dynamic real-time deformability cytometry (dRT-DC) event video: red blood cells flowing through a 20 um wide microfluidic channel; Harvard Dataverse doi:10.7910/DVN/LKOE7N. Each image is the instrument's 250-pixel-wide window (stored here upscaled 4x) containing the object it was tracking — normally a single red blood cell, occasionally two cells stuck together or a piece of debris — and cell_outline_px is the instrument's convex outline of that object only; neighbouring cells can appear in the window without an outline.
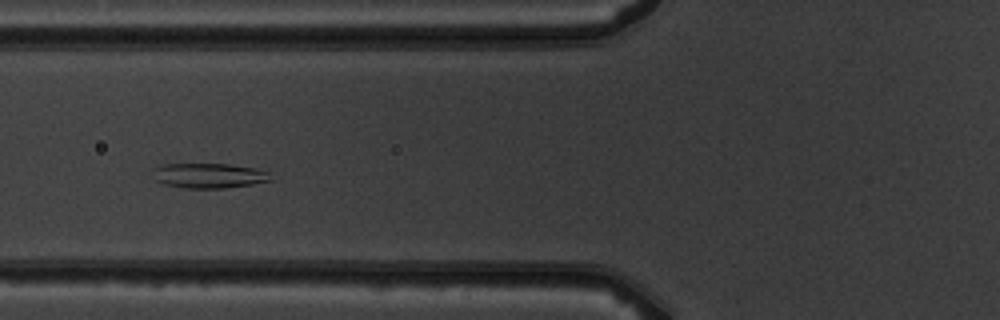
{"species": "common noctule bat (a hibernating species)", "species_latin": "Nyctalus noctula", "temperature_condition": "warm", "stored_images_in_passage": 8, "camera_frame_rate_fps": 3000, "um_per_image_px": 0.085, "animal": {"sex": "male", "body_mass_g": 19.5, "forearm_length_mm": 54.6}, "frame": {"image": 1, "passage_image": 5, "time_ms": 5.667, "image_size_px": [1000, 320], "cell_outline_px": [[272, 180], [252, 184], [224, 188], [184, 188], [164, 184], [152, 180], [152, 168], [160, 164], [228, 164], [256, 168], [268, 172]], "centroid_in_image_um": [17.68, 14.92], "position_along_channel_um": 108.1, "area_um2": 17.34}}
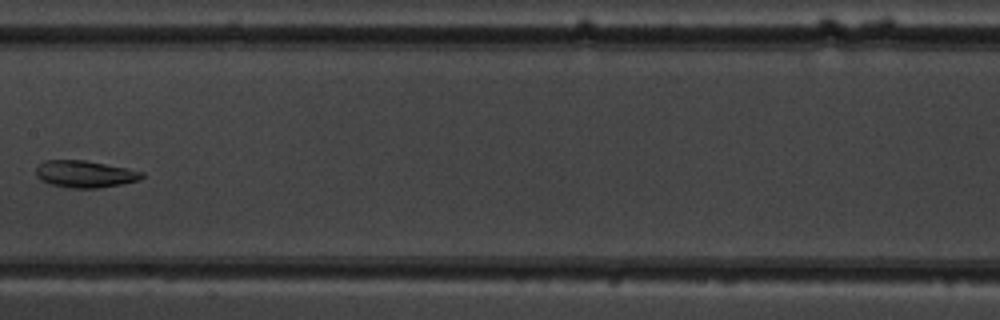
{"frame": {"image": 2, "passage_image": 7, "time_ms": 8.0, "image_size_px": [1000, 320], "cell_outline_px": [[144, 176], [140, 180], [120, 184], [96, 188], [68, 188], [52, 184], [40, 180], [36, 176], [36, 168], [44, 160], [84, 160], [128, 168], [144, 172]], "centroid_in_image_um": [7.22, 14.79], "position_along_channel_um": 200.2, "area_um2": 16.65}}
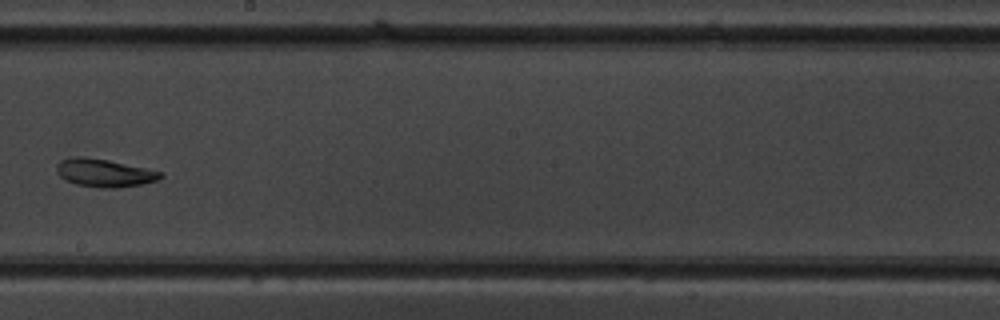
{"frame": {"image": 3, "passage_image": 8, "time_ms": 9.0, "image_size_px": [1000, 320], "cell_outline_px": [[164, 176], [156, 180], [140, 184], [116, 188], [100, 188], [76, 184], [64, 180], [56, 172], [56, 164], [60, 160], [72, 156], [84, 156], [108, 160], [164, 172]], "centroid_in_image_um": [8.82, 14.68], "position_along_channel_um": 239.4, "area_um2": 17.05}}